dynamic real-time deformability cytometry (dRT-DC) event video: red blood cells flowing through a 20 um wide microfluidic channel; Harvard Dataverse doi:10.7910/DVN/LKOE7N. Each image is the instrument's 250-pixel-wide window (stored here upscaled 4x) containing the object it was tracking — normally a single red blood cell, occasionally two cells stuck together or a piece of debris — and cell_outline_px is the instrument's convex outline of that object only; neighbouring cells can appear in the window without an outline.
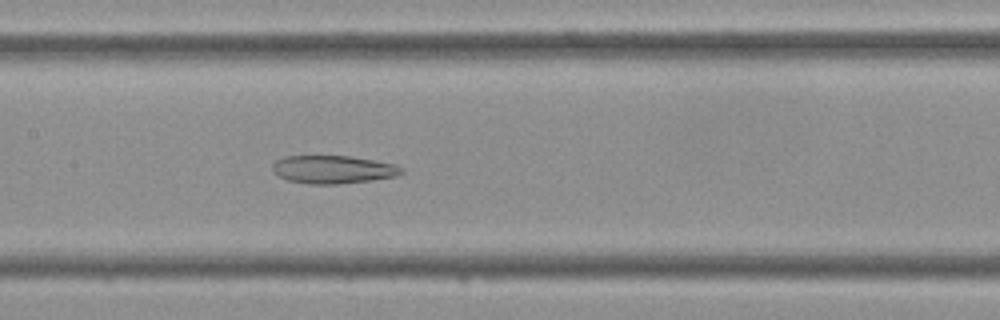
{"species": "Egyptian fruit bat (a non-hibernating species)", "species_latin": "Rousettus aegyptiacus", "temperature_condition": "cold", "stored_images_in_passage": 31, "camera_frame_rate_fps": 3000, "um_per_image_px": 0.085, "frame": {"image": 1, "passage_image": 9, "time_ms": 2.667, "image_size_px": [1000, 320], "cell_outline_px": [[404, 172], [396, 176], [368, 180], [336, 184], [308, 184], [288, 180], [276, 176], [272, 172], [272, 164], [276, 160], [284, 156], [348, 156], [396, 164], [404, 168]], "centroid_in_image_um": [28.26, 14.4], "position_along_channel_um": 179.1, "area_um2": 21.1}}
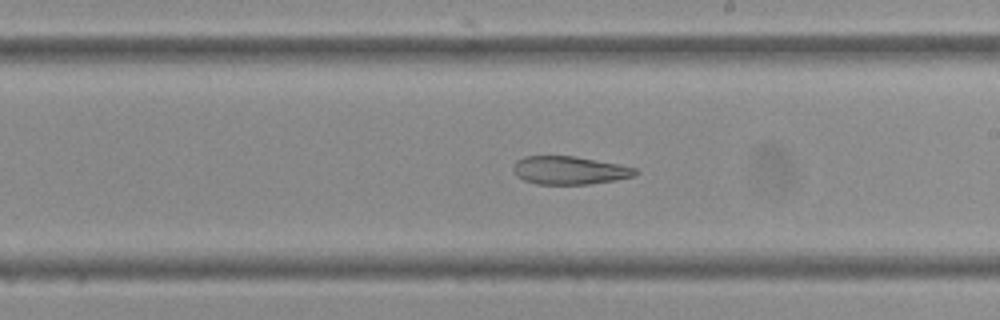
{"frame": {"image": 2, "passage_image": 13, "time_ms": 4.0, "image_size_px": [1000, 320], "cell_outline_px": [[640, 172], [636, 176], [616, 180], [588, 184], [536, 184], [524, 180], [516, 176], [512, 172], [512, 164], [516, 160], [524, 156], [576, 156], [636, 168]], "centroid_in_image_um": [48.37, 14.48], "position_along_channel_um": 240.6, "area_um2": 20.23}}
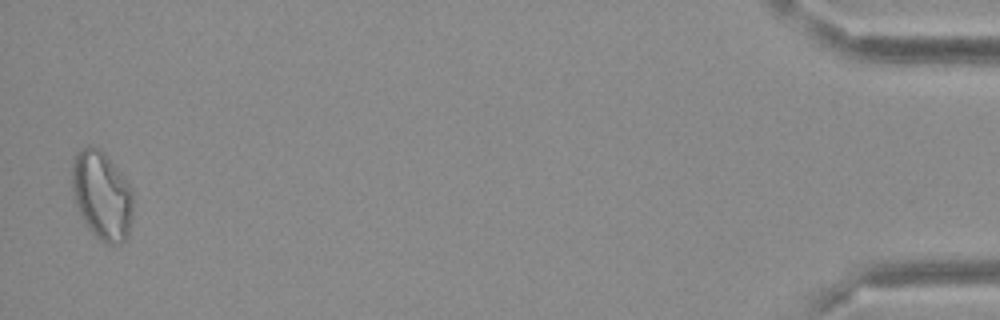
{"frame": {"image": 3, "passage_image": 31, "time_ms": 10.0, "image_size_px": [1000, 320], "cell_outline_px": [[132, 216], [128, 236], [120, 244], [104, 244], [88, 228], [72, 196], [72, 164], [76, 152], [88, 144], [92, 144], [100, 148], [108, 156], [124, 176], [132, 188]], "centroid_in_image_um": [8.66, 16.57], "position_along_channel_um": 426.5, "area_um2": 31.91}}